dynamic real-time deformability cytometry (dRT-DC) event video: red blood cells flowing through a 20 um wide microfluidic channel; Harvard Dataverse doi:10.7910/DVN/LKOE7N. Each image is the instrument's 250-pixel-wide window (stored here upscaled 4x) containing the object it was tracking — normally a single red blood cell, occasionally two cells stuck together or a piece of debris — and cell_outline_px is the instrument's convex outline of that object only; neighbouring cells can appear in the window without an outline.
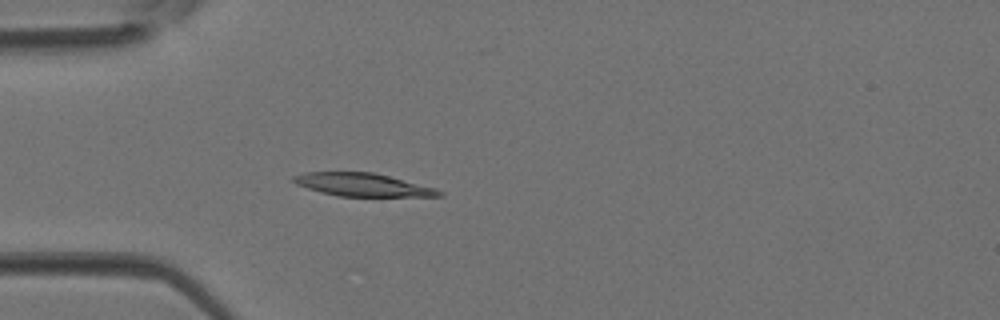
{"species": "Egyptian fruit bat (a non-hibernating species)", "species_latin": "Rousettus aegyptiacus", "temperature_condition": "room temperature", "stored_images_in_passage": 3, "camera_frame_rate_fps": 3000, "um_per_image_px": 0.085, "animal": {"sex": "female"}, "frame": {"image": 1, "passage_image": 3, "time_ms": 0.667, "image_size_px": [1000, 320], "cell_outline_px": [[444, 196], [340, 196], [320, 192], [296, 184], [292, 180], [292, 176], [304, 172], [372, 172], [436, 188], [444, 192]], "centroid_in_image_um": [30.81, 15.7], "position_along_channel_um": 54.2, "area_um2": 19.36}}